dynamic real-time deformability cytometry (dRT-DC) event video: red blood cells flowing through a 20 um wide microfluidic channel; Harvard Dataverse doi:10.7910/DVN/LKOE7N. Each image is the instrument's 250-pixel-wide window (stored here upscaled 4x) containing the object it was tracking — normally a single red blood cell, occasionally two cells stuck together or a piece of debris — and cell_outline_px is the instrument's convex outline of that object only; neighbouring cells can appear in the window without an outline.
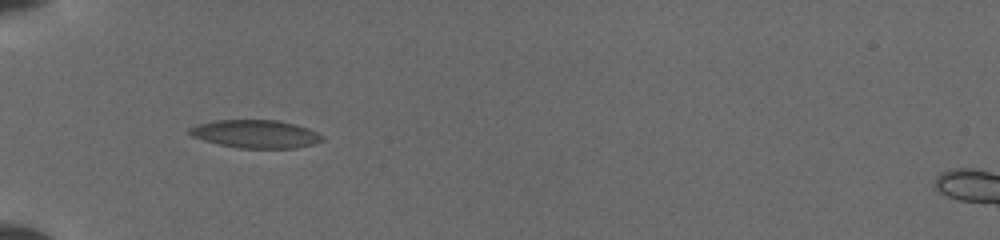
{"species": "common noctule bat (a hibernating species)", "species_latin": "Nyctalus noctula", "temperature_condition": "cold", "stored_images_in_passage": 2, "camera_frame_rate_fps": 3000, "um_per_image_px": 0.085, "animal": {"sex": "female", "body_mass_g": 19.5, "forearm_length_mm": 54.1}, "frame": {"image": 1, "passage_image": 1, "time_ms": 0.0, "image_size_px": [1000, 240], "cell_outline_px": [[324, 140], [312, 144], [296, 148], [240, 148], [220, 144], [204, 140], [192, 136], [188, 132], [188, 128], [196, 124], [216, 120], [276, 120], [296, 124], [308, 128], [324, 136]], "centroid_in_image_um": [21.73, 11.38], "position_along_channel_um": 63.3, "area_um2": 21.68}}